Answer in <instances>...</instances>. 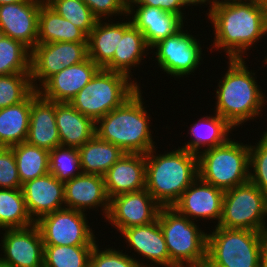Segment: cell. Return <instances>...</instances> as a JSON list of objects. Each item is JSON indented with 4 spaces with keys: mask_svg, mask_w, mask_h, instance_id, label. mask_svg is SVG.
<instances>
[{
    "mask_svg": "<svg viewBox=\"0 0 267 267\" xmlns=\"http://www.w3.org/2000/svg\"><path fill=\"white\" fill-rule=\"evenodd\" d=\"M214 27L213 45L228 59H243L247 50L267 35L265 8L250 2L228 3L208 9ZM246 51V52H245Z\"/></svg>",
    "mask_w": 267,
    "mask_h": 267,
    "instance_id": "cell-1",
    "label": "cell"
},
{
    "mask_svg": "<svg viewBox=\"0 0 267 267\" xmlns=\"http://www.w3.org/2000/svg\"><path fill=\"white\" fill-rule=\"evenodd\" d=\"M155 149L146 154L145 188L161 207H172L198 177V156L180 147L158 155Z\"/></svg>",
    "mask_w": 267,
    "mask_h": 267,
    "instance_id": "cell-2",
    "label": "cell"
},
{
    "mask_svg": "<svg viewBox=\"0 0 267 267\" xmlns=\"http://www.w3.org/2000/svg\"><path fill=\"white\" fill-rule=\"evenodd\" d=\"M228 63V70L216 90L215 113L236 128L259 117L267 100L257 85L255 73L245 65V57L229 59Z\"/></svg>",
    "mask_w": 267,
    "mask_h": 267,
    "instance_id": "cell-3",
    "label": "cell"
},
{
    "mask_svg": "<svg viewBox=\"0 0 267 267\" xmlns=\"http://www.w3.org/2000/svg\"><path fill=\"white\" fill-rule=\"evenodd\" d=\"M141 94L138 89L121 106L96 122V135L125 153L147 154L156 146L149 128L150 115L143 106Z\"/></svg>",
    "mask_w": 267,
    "mask_h": 267,
    "instance_id": "cell-4",
    "label": "cell"
},
{
    "mask_svg": "<svg viewBox=\"0 0 267 267\" xmlns=\"http://www.w3.org/2000/svg\"><path fill=\"white\" fill-rule=\"evenodd\" d=\"M267 233L215 225L207 236L205 267H260Z\"/></svg>",
    "mask_w": 267,
    "mask_h": 267,
    "instance_id": "cell-5",
    "label": "cell"
},
{
    "mask_svg": "<svg viewBox=\"0 0 267 267\" xmlns=\"http://www.w3.org/2000/svg\"><path fill=\"white\" fill-rule=\"evenodd\" d=\"M157 219L172 267H205L208 234L173 207H161Z\"/></svg>",
    "mask_w": 267,
    "mask_h": 267,
    "instance_id": "cell-6",
    "label": "cell"
},
{
    "mask_svg": "<svg viewBox=\"0 0 267 267\" xmlns=\"http://www.w3.org/2000/svg\"><path fill=\"white\" fill-rule=\"evenodd\" d=\"M139 85L128 75L101 68L70 101L81 114L95 123L110 111L121 106L138 89Z\"/></svg>",
    "mask_w": 267,
    "mask_h": 267,
    "instance_id": "cell-7",
    "label": "cell"
},
{
    "mask_svg": "<svg viewBox=\"0 0 267 267\" xmlns=\"http://www.w3.org/2000/svg\"><path fill=\"white\" fill-rule=\"evenodd\" d=\"M201 150L197 155L198 177L204 182L227 191L249 181L248 144L230 138L220 146Z\"/></svg>",
    "mask_w": 267,
    "mask_h": 267,
    "instance_id": "cell-8",
    "label": "cell"
},
{
    "mask_svg": "<svg viewBox=\"0 0 267 267\" xmlns=\"http://www.w3.org/2000/svg\"><path fill=\"white\" fill-rule=\"evenodd\" d=\"M267 196L251 181L224 191L222 216L216 226L267 233Z\"/></svg>",
    "mask_w": 267,
    "mask_h": 267,
    "instance_id": "cell-9",
    "label": "cell"
},
{
    "mask_svg": "<svg viewBox=\"0 0 267 267\" xmlns=\"http://www.w3.org/2000/svg\"><path fill=\"white\" fill-rule=\"evenodd\" d=\"M86 213L61 209L41 216L38 226L44 245L95 246L96 237L88 225Z\"/></svg>",
    "mask_w": 267,
    "mask_h": 267,
    "instance_id": "cell-10",
    "label": "cell"
},
{
    "mask_svg": "<svg viewBox=\"0 0 267 267\" xmlns=\"http://www.w3.org/2000/svg\"><path fill=\"white\" fill-rule=\"evenodd\" d=\"M88 42H52L36 44L31 50L30 76L35 90L65 67L78 64L88 57Z\"/></svg>",
    "mask_w": 267,
    "mask_h": 267,
    "instance_id": "cell-11",
    "label": "cell"
},
{
    "mask_svg": "<svg viewBox=\"0 0 267 267\" xmlns=\"http://www.w3.org/2000/svg\"><path fill=\"white\" fill-rule=\"evenodd\" d=\"M186 31V32H185ZM183 28L175 35L169 36L158 42L156 59L162 71L174 77H184L196 70L202 60V48L195 37Z\"/></svg>",
    "mask_w": 267,
    "mask_h": 267,
    "instance_id": "cell-12",
    "label": "cell"
},
{
    "mask_svg": "<svg viewBox=\"0 0 267 267\" xmlns=\"http://www.w3.org/2000/svg\"><path fill=\"white\" fill-rule=\"evenodd\" d=\"M161 206L146 188L110 198L107 220L117 231L157 220Z\"/></svg>",
    "mask_w": 267,
    "mask_h": 267,
    "instance_id": "cell-13",
    "label": "cell"
},
{
    "mask_svg": "<svg viewBox=\"0 0 267 267\" xmlns=\"http://www.w3.org/2000/svg\"><path fill=\"white\" fill-rule=\"evenodd\" d=\"M4 230L0 259L8 267H43L44 244L36 224Z\"/></svg>",
    "mask_w": 267,
    "mask_h": 267,
    "instance_id": "cell-14",
    "label": "cell"
},
{
    "mask_svg": "<svg viewBox=\"0 0 267 267\" xmlns=\"http://www.w3.org/2000/svg\"><path fill=\"white\" fill-rule=\"evenodd\" d=\"M45 0L0 5V34L21 42L30 51L38 40V16Z\"/></svg>",
    "mask_w": 267,
    "mask_h": 267,
    "instance_id": "cell-15",
    "label": "cell"
},
{
    "mask_svg": "<svg viewBox=\"0 0 267 267\" xmlns=\"http://www.w3.org/2000/svg\"><path fill=\"white\" fill-rule=\"evenodd\" d=\"M101 68L89 57L84 61L65 67L51 76L38 93L46 100L58 103H70L75 95L92 80Z\"/></svg>",
    "mask_w": 267,
    "mask_h": 267,
    "instance_id": "cell-16",
    "label": "cell"
},
{
    "mask_svg": "<svg viewBox=\"0 0 267 267\" xmlns=\"http://www.w3.org/2000/svg\"><path fill=\"white\" fill-rule=\"evenodd\" d=\"M223 198V190L197 177L172 207L191 221L196 220V218H204L206 220H218L217 223L219 224L222 216Z\"/></svg>",
    "mask_w": 267,
    "mask_h": 267,
    "instance_id": "cell-17",
    "label": "cell"
},
{
    "mask_svg": "<svg viewBox=\"0 0 267 267\" xmlns=\"http://www.w3.org/2000/svg\"><path fill=\"white\" fill-rule=\"evenodd\" d=\"M21 189L27 210L34 221L65 208L64 182L51 173L26 181Z\"/></svg>",
    "mask_w": 267,
    "mask_h": 267,
    "instance_id": "cell-18",
    "label": "cell"
},
{
    "mask_svg": "<svg viewBox=\"0 0 267 267\" xmlns=\"http://www.w3.org/2000/svg\"><path fill=\"white\" fill-rule=\"evenodd\" d=\"M65 208L85 212L86 209L102 208L107 217L110 199L105 190L104 177L85 174L64 182Z\"/></svg>",
    "mask_w": 267,
    "mask_h": 267,
    "instance_id": "cell-19",
    "label": "cell"
},
{
    "mask_svg": "<svg viewBox=\"0 0 267 267\" xmlns=\"http://www.w3.org/2000/svg\"><path fill=\"white\" fill-rule=\"evenodd\" d=\"M135 6H137L136 11L134 10ZM135 6L128 5L127 15H134L129 19H132L131 23L142 32L151 49L155 44L175 35L184 27L183 18L178 15L152 6Z\"/></svg>",
    "mask_w": 267,
    "mask_h": 267,
    "instance_id": "cell-20",
    "label": "cell"
},
{
    "mask_svg": "<svg viewBox=\"0 0 267 267\" xmlns=\"http://www.w3.org/2000/svg\"><path fill=\"white\" fill-rule=\"evenodd\" d=\"M145 174L146 154L124 153L103 176L108 198L144 189Z\"/></svg>",
    "mask_w": 267,
    "mask_h": 267,
    "instance_id": "cell-21",
    "label": "cell"
},
{
    "mask_svg": "<svg viewBox=\"0 0 267 267\" xmlns=\"http://www.w3.org/2000/svg\"><path fill=\"white\" fill-rule=\"evenodd\" d=\"M26 141L48 151L61 146L55 119V102L44 99L35 89L31 92L29 131Z\"/></svg>",
    "mask_w": 267,
    "mask_h": 267,
    "instance_id": "cell-22",
    "label": "cell"
},
{
    "mask_svg": "<svg viewBox=\"0 0 267 267\" xmlns=\"http://www.w3.org/2000/svg\"><path fill=\"white\" fill-rule=\"evenodd\" d=\"M126 243L148 262L162 267H172V261L166 247L165 238L158 219L148 225L135 226L122 230Z\"/></svg>",
    "mask_w": 267,
    "mask_h": 267,
    "instance_id": "cell-23",
    "label": "cell"
},
{
    "mask_svg": "<svg viewBox=\"0 0 267 267\" xmlns=\"http://www.w3.org/2000/svg\"><path fill=\"white\" fill-rule=\"evenodd\" d=\"M148 49L150 48L142 32L131 23V20L120 22L119 44L115 49L113 59L103 69L121 72L130 77L132 76L131 68L140 65Z\"/></svg>",
    "mask_w": 267,
    "mask_h": 267,
    "instance_id": "cell-24",
    "label": "cell"
},
{
    "mask_svg": "<svg viewBox=\"0 0 267 267\" xmlns=\"http://www.w3.org/2000/svg\"><path fill=\"white\" fill-rule=\"evenodd\" d=\"M55 119L61 146L79 148L96 134V123L70 103L55 102Z\"/></svg>",
    "mask_w": 267,
    "mask_h": 267,
    "instance_id": "cell-25",
    "label": "cell"
},
{
    "mask_svg": "<svg viewBox=\"0 0 267 267\" xmlns=\"http://www.w3.org/2000/svg\"><path fill=\"white\" fill-rule=\"evenodd\" d=\"M52 42H88V35L44 1L38 16L37 44Z\"/></svg>",
    "mask_w": 267,
    "mask_h": 267,
    "instance_id": "cell-26",
    "label": "cell"
},
{
    "mask_svg": "<svg viewBox=\"0 0 267 267\" xmlns=\"http://www.w3.org/2000/svg\"><path fill=\"white\" fill-rule=\"evenodd\" d=\"M31 93L20 103L0 109V147H12L28 137Z\"/></svg>",
    "mask_w": 267,
    "mask_h": 267,
    "instance_id": "cell-27",
    "label": "cell"
},
{
    "mask_svg": "<svg viewBox=\"0 0 267 267\" xmlns=\"http://www.w3.org/2000/svg\"><path fill=\"white\" fill-rule=\"evenodd\" d=\"M80 167L82 173L104 176L125 153L118 146L100 139L96 134L81 147Z\"/></svg>",
    "mask_w": 267,
    "mask_h": 267,
    "instance_id": "cell-28",
    "label": "cell"
},
{
    "mask_svg": "<svg viewBox=\"0 0 267 267\" xmlns=\"http://www.w3.org/2000/svg\"><path fill=\"white\" fill-rule=\"evenodd\" d=\"M214 114L213 117L203 116L198 122L190 125L189 133L192 140L185 143L182 146L183 149L198 155L201 147H206L205 149L214 148L230 139L228 138L229 132L231 133L234 128L220 115Z\"/></svg>",
    "mask_w": 267,
    "mask_h": 267,
    "instance_id": "cell-29",
    "label": "cell"
},
{
    "mask_svg": "<svg viewBox=\"0 0 267 267\" xmlns=\"http://www.w3.org/2000/svg\"><path fill=\"white\" fill-rule=\"evenodd\" d=\"M119 44V21L107 23L97 20L88 35V57L100 68H104L112 59Z\"/></svg>",
    "mask_w": 267,
    "mask_h": 267,
    "instance_id": "cell-30",
    "label": "cell"
},
{
    "mask_svg": "<svg viewBox=\"0 0 267 267\" xmlns=\"http://www.w3.org/2000/svg\"><path fill=\"white\" fill-rule=\"evenodd\" d=\"M21 184L49 173V151L27 141L11 147Z\"/></svg>",
    "mask_w": 267,
    "mask_h": 267,
    "instance_id": "cell-31",
    "label": "cell"
},
{
    "mask_svg": "<svg viewBox=\"0 0 267 267\" xmlns=\"http://www.w3.org/2000/svg\"><path fill=\"white\" fill-rule=\"evenodd\" d=\"M33 224L22 189L0 188V228H25Z\"/></svg>",
    "mask_w": 267,
    "mask_h": 267,
    "instance_id": "cell-32",
    "label": "cell"
},
{
    "mask_svg": "<svg viewBox=\"0 0 267 267\" xmlns=\"http://www.w3.org/2000/svg\"><path fill=\"white\" fill-rule=\"evenodd\" d=\"M31 51L21 42L0 34V75L30 73Z\"/></svg>",
    "mask_w": 267,
    "mask_h": 267,
    "instance_id": "cell-33",
    "label": "cell"
},
{
    "mask_svg": "<svg viewBox=\"0 0 267 267\" xmlns=\"http://www.w3.org/2000/svg\"><path fill=\"white\" fill-rule=\"evenodd\" d=\"M93 247L44 245L43 267H89Z\"/></svg>",
    "mask_w": 267,
    "mask_h": 267,
    "instance_id": "cell-34",
    "label": "cell"
},
{
    "mask_svg": "<svg viewBox=\"0 0 267 267\" xmlns=\"http://www.w3.org/2000/svg\"><path fill=\"white\" fill-rule=\"evenodd\" d=\"M49 173L66 182L82 173L78 148L58 146L49 151Z\"/></svg>",
    "mask_w": 267,
    "mask_h": 267,
    "instance_id": "cell-35",
    "label": "cell"
},
{
    "mask_svg": "<svg viewBox=\"0 0 267 267\" xmlns=\"http://www.w3.org/2000/svg\"><path fill=\"white\" fill-rule=\"evenodd\" d=\"M45 2L87 35L90 34L98 20L83 0H45Z\"/></svg>",
    "mask_w": 267,
    "mask_h": 267,
    "instance_id": "cell-36",
    "label": "cell"
},
{
    "mask_svg": "<svg viewBox=\"0 0 267 267\" xmlns=\"http://www.w3.org/2000/svg\"><path fill=\"white\" fill-rule=\"evenodd\" d=\"M33 90L30 73L0 75V109L22 102Z\"/></svg>",
    "mask_w": 267,
    "mask_h": 267,
    "instance_id": "cell-37",
    "label": "cell"
},
{
    "mask_svg": "<svg viewBox=\"0 0 267 267\" xmlns=\"http://www.w3.org/2000/svg\"><path fill=\"white\" fill-rule=\"evenodd\" d=\"M249 181L267 196V140L261 136L255 145H249Z\"/></svg>",
    "mask_w": 267,
    "mask_h": 267,
    "instance_id": "cell-38",
    "label": "cell"
},
{
    "mask_svg": "<svg viewBox=\"0 0 267 267\" xmlns=\"http://www.w3.org/2000/svg\"><path fill=\"white\" fill-rule=\"evenodd\" d=\"M100 250L98 245L95 244L91 252L89 267H153V264L147 266L145 263H140V260L134 259L128 254L122 253V250H115L105 248Z\"/></svg>",
    "mask_w": 267,
    "mask_h": 267,
    "instance_id": "cell-39",
    "label": "cell"
},
{
    "mask_svg": "<svg viewBox=\"0 0 267 267\" xmlns=\"http://www.w3.org/2000/svg\"><path fill=\"white\" fill-rule=\"evenodd\" d=\"M0 188H22L15 155L11 147H0Z\"/></svg>",
    "mask_w": 267,
    "mask_h": 267,
    "instance_id": "cell-40",
    "label": "cell"
},
{
    "mask_svg": "<svg viewBox=\"0 0 267 267\" xmlns=\"http://www.w3.org/2000/svg\"><path fill=\"white\" fill-rule=\"evenodd\" d=\"M83 2L98 20L103 17L106 19L110 16H117V14L128 16L126 15L128 12V0H83Z\"/></svg>",
    "mask_w": 267,
    "mask_h": 267,
    "instance_id": "cell-41",
    "label": "cell"
},
{
    "mask_svg": "<svg viewBox=\"0 0 267 267\" xmlns=\"http://www.w3.org/2000/svg\"><path fill=\"white\" fill-rule=\"evenodd\" d=\"M146 5L156 8L169 13H173L184 18V13L181 8L186 6L183 0H128V5Z\"/></svg>",
    "mask_w": 267,
    "mask_h": 267,
    "instance_id": "cell-42",
    "label": "cell"
},
{
    "mask_svg": "<svg viewBox=\"0 0 267 267\" xmlns=\"http://www.w3.org/2000/svg\"><path fill=\"white\" fill-rule=\"evenodd\" d=\"M239 2H249V0H210V4L209 7L210 9L212 7H215L217 5H222V4H228V3H239Z\"/></svg>",
    "mask_w": 267,
    "mask_h": 267,
    "instance_id": "cell-43",
    "label": "cell"
},
{
    "mask_svg": "<svg viewBox=\"0 0 267 267\" xmlns=\"http://www.w3.org/2000/svg\"><path fill=\"white\" fill-rule=\"evenodd\" d=\"M260 267H267V240L261 253Z\"/></svg>",
    "mask_w": 267,
    "mask_h": 267,
    "instance_id": "cell-44",
    "label": "cell"
},
{
    "mask_svg": "<svg viewBox=\"0 0 267 267\" xmlns=\"http://www.w3.org/2000/svg\"><path fill=\"white\" fill-rule=\"evenodd\" d=\"M183 1L187 6H191V4H192V6L193 5H198V4H200V6L202 4L207 5L206 2L207 3L209 2L208 4H210V0H183Z\"/></svg>",
    "mask_w": 267,
    "mask_h": 267,
    "instance_id": "cell-45",
    "label": "cell"
},
{
    "mask_svg": "<svg viewBox=\"0 0 267 267\" xmlns=\"http://www.w3.org/2000/svg\"><path fill=\"white\" fill-rule=\"evenodd\" d=\"M249 2L254 5L262 6L264 8L267 6V0H249Z\"/></svg>",
    "mask_w": 267,
    "mask_h": 267,
    "instance_id": "cell-46",
    "label": "cell"
},
{
    "mask_svg": "<svg viewBox=\"0 0 267 267\" xmlns=\"http://www.w3.org/2000/svg\"><path fill=\"white\" fill-rule=\"evenodd\" d=\"M27 0H0V5L4 4H10V3H19V2H24Z\"/></svg>",
    "mask_w": 267,
    "mask_h": 267,
    "instance_id": "cell-47",
    "label": "cell"
},
{
    "mask_svg": "<svg viewBox=\"0 0 267 267\" xmlns=\"http://www.w3.org/2000/svg\"><path fill=\"white\" fill-rule=\"evenodd\" d=\"M265 20H266V31H267V6L265 7Z\"/></svg>",
    "mask_w": 267,
    "mask_h": 267,
    "instance_id": "cell-48",
    "label": "cell"
},
{
    "mask_svg": "<svg viewBox=\"0 0 267 267\" xmlns=\"http://www.w3.org/2000/svg\"><path fill=\"white\" fill-rule=\"evenodd\" d=\"M0 267H8V266L0 259Z\"/></svg>",
    "mask_w": 267,
    "mask_h": 267,
    "instance_id": "cell-49",
    "label": "cell"
},
{
    "mask_svg": "<svg viewBox=\"0 0 267 267\" xmlns=\"http://www.w3.org/2000/svg\"><path fill=\"white\" fill-rule=\"evenodd\" d=\"M262 137H264L267 140V131L263 132Z\"/></svg>",
    "mask_w": 267,
    "mask_h": 267,
    "instance_id": "cell-50",
    "label": "cell"
}]
</instances>
